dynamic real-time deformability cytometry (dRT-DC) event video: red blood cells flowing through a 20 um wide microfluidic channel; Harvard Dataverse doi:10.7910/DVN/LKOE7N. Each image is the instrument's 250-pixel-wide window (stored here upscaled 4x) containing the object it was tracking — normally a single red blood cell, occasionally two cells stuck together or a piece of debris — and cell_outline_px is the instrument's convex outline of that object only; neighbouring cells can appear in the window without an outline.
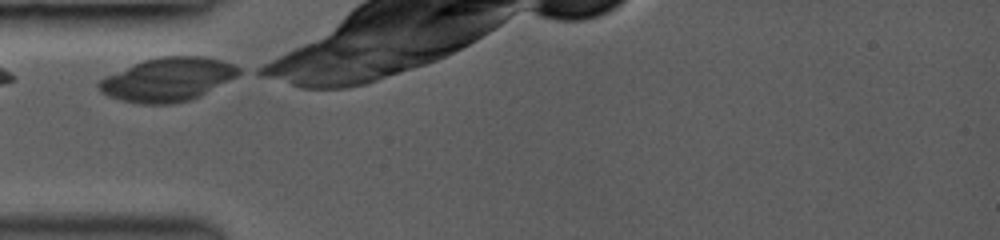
{"species": "common noctule bat (a hibernating species)", "species_latin": "Nyctalus noctula", "temperature_condition": "room temperature", "stored_images_in_passage": 3, "camera_frame_rate_fps": 3000, "um_per_image_px": 0.085, "animal": {"sex": "female", "body_mass_g": 19.0, "forearm_length_mm": 53.3}, "frame": {"image": 1, "passage_image": 1, "time_ms": 0.0, "image_size_px": [1000, 240], "cell_outline_px": [[244, 72], [200, 96], [188, 100], [172, 104], [140, 104], [120, 100], [108, 96], [100, 92], [96, 84], [100, 80], [108, 76], [144, 60], [160, 56], [204, 56], [220, 60], [232, 64], [240, 68]], "centroid_in_image_um": [14.27, 6.76], "position_along_channel_um": 70.7, "area_um2": 35.26}}